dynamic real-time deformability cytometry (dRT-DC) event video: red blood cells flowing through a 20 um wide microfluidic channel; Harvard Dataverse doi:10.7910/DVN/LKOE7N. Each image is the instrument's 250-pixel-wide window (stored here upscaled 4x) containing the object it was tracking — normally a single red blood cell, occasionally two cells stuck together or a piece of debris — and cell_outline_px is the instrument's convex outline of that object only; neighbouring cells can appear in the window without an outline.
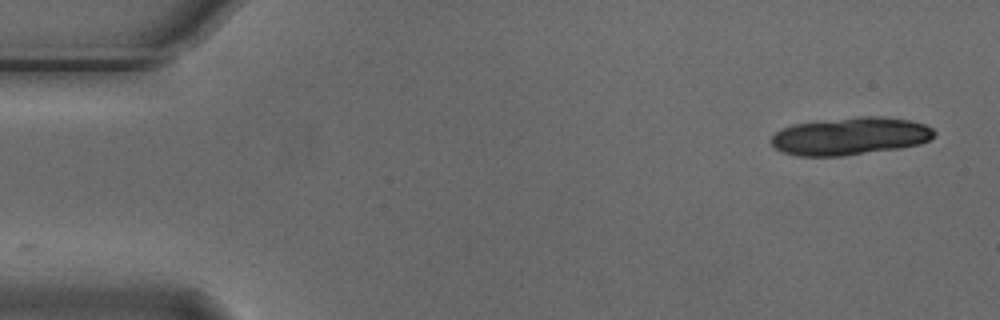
{"species": "Egyptian fruit bat (a non-hibernating species)", "species_latin": "Rousettus aegyptiacus", "temperature_condition": "cold", "stored_images_in_passage": 5, "segment_of_instrument_passage": [2, 2], "camera_frame_rate_fps": 3000, "um_per_image_px": 0.085, "animal": {"sex": "male"}, "frame": {"image": 1, "passage_image": 5, "time_ms": 1.333, "image_size_px": [1000, 320], "cell_outline_px": [[936, 136], [920, 144], [900, 148], [840, 156], [796, 156], [780, 152], [772, 144], [772, 136], [776, 132], [792, 124], [860, 116], [872, 116], [912, 120], [924, 124], [932, 128], [936, 132]], "centroid_in_image_um": [72.28, 11.58], "position_along_channel_um": 12.7, "area_um2": 35.72}}